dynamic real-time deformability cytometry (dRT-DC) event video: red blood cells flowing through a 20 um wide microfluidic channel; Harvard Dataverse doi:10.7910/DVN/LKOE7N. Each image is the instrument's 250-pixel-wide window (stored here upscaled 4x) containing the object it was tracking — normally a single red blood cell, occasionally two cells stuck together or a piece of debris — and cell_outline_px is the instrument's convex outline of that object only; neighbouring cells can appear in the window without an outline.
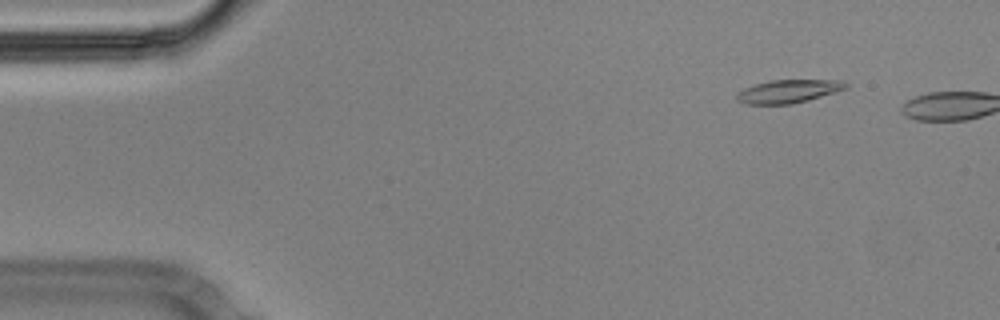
{"species": "Egyptian fruit bat (a non-hibernating species)", "species_latin": "Rousettus aegyptiacus", "temperature_condition": "cold", "stored_images_in_passage": 8, "camera_frame_rate_fps": 3000, "um_per_image_px": 0.085, "animal": {"sex": "male"}, "frame": {"image": 1, "passage_image": 6, "time_ms": 1.667, "image_size_px": [1000, 320], "cell_outline_px": [[848, 88], [836, 92], [808, 100], [792, 104], [744, 104], [736, 100], [736, 96], [744, 88], [756, 84], [772, 80], [840, 80], [848, 84]], "centroid_in_image_um": [67.03, 7.76], "position_along_channel_um": 18.0, "area_um2": 14.68}}